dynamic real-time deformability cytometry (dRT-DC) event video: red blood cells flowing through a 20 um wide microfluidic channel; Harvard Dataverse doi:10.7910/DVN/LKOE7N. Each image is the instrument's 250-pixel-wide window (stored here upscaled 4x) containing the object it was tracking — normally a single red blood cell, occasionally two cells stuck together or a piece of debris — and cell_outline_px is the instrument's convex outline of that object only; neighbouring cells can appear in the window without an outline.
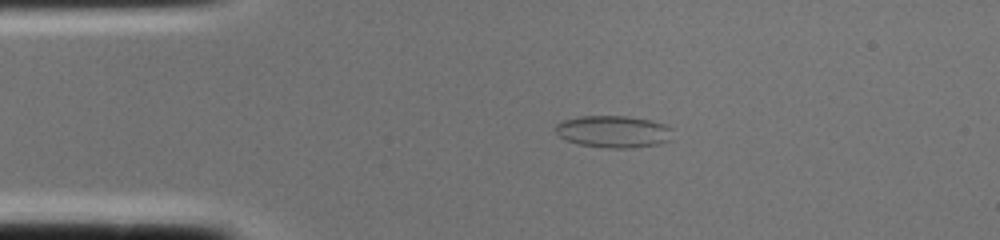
{"species": "common noctule bat (a hibernating species)", "species_latin": "Nyctalus noctula", "temperature_condition": "cold", "stored_images_in_passage": 1, "camera_frame_rate_fps": 3000, "um_per_image_px": 0.085, "animal": {"sex": "female", "body_mass_g": 22.0, "forearm_length_mm": 56.7}, "frame": {"image": 1, "passage_image": 1, "time_ms": 0.0, "image_size_px": [1000, 240], "cell_outline_px": [[672, 140], [660, 144], [632, 148], [608, 148], [576, 144], [564, 140], [556, 132], [556, 124], [564, 120], [580, 116], [628, 116], [648, 120], [664, 124], [672, 128]], "centroid_in_image_um": [52.16, 11.2], "position_along_channel_um": 32.8, "area_um2": 22.08}}